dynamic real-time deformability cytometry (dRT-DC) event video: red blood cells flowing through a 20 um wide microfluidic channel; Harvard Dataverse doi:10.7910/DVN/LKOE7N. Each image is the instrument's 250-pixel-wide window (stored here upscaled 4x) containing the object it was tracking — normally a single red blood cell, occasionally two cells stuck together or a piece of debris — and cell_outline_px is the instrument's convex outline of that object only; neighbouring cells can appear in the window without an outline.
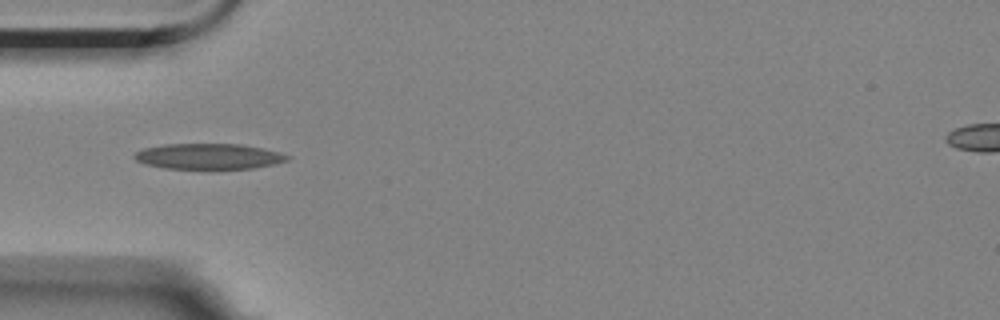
{"species": "Egyptian fruit bat (a non-hibernating species)", "species_latin": "Rousettus aegyptiacus", "temperature_condition": "room temperature", "stored_images_in_passage": 3, "camera_frame_rate_fps": 3000, "um_per_image_px": 0.085, "animal": {"sex": "female"}, "frame": {"image": 1, "passage_image": 1, "time_ms": 0.0, "image_size_px": [1000, 320], "cell_outline_px": [[292, 156], [288, 160], [272, 164], [252, 168], [164, 168], [144, 164], [136, 160], [132, 156], [136, 152], [144, 148], [164, 144], [240, 144], [264, 148], [280, 152]], "centroid_in_image_um": [17.73, 13.28], "position_along_channel_um": 67.3, "area_um2": 22.72}}
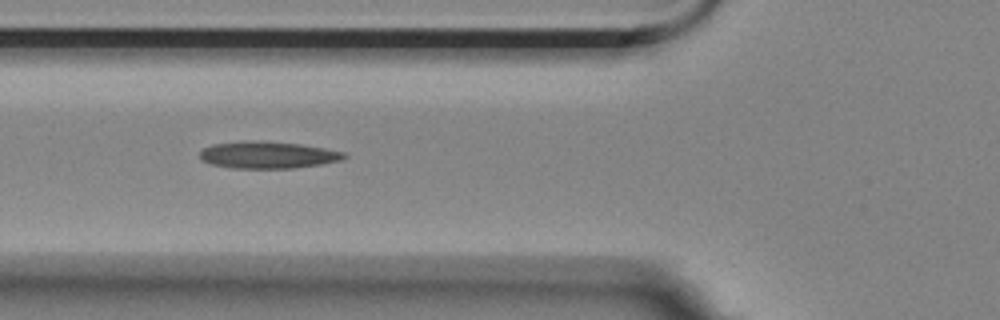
{"frame": {"image": 2, "passage_image": 2, "time_ms": 1.0, "image_size_px": [1000, 320], "cell_outline_px": [[348, 156], [340, 160], [320, 164], [292, 168], [232, 168], [208, 164], [200, 160], [200, 152], [204, 148], [212, 144], [244, 140], [260, 140], [300, 144], [324, 148], [344, 152]], "centroid_in_image_um": [22.7, 13.16], "position_along_channel_um": 103.1, "area_um2": 22.83}}
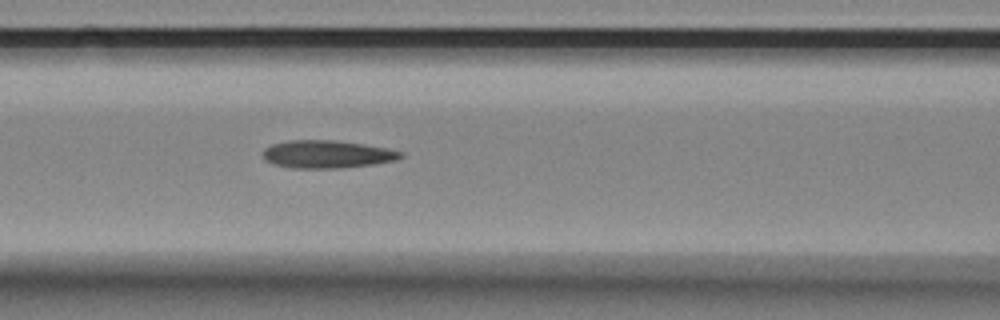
{"frame": {"image": 3, "passage_image": 3, "time_ms": 2.0, "image_size_px": [1000, 320], "cell_outline_px": [[404, 156], [396, 160], [372, 164], [340, 168], [292, 168], [272, 164], [264, 160], [264, 148], [272, 144], [288, 140], [336, 140], [364, 144], [404, 152]], "centroid_in_image_um": [27.78, 13.11], "position_along_channel_um": 138.8, "area_um2": 22.31}}